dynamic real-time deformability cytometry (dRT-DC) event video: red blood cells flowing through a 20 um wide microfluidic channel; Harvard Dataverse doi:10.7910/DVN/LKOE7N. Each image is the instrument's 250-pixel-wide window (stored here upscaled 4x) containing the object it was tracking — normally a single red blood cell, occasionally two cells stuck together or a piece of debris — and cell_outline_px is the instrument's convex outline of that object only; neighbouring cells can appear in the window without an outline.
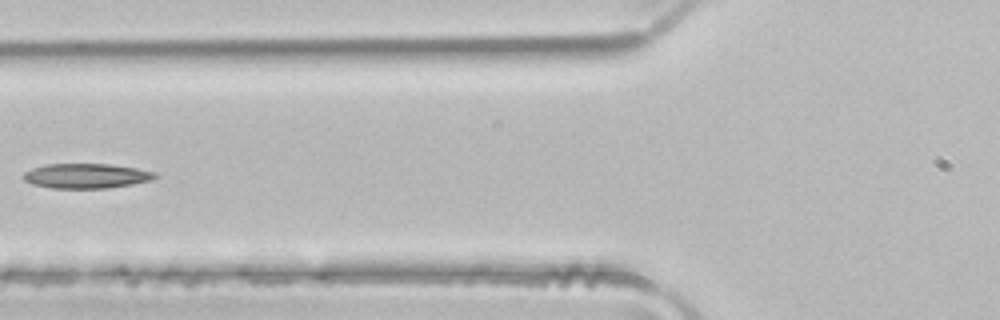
{"species": "common noctule bat (a hibernating species)", "species_latin": "Nyctalus noctula", "temperature_condition": "room temperature", "stored_images_in_passage": 4, "camera_frame_rate_fps": 3000, "um_per_image_px": 0.085, "animal": {"sex": "male", "body_mass_g": 21.5, "forearm_length_mm": 52.0}, "frame": {"image": 1, "passage_image": 4, "time_ms": 1.0, "image_size_px": [1000, 320], "cell_outline_px": [[160, 176], [152, 180], [132, 184], [108, 188], [52, 188], [32, 184], [24, 180], [20, 176], [24, 172], [32, 168], [44, 164], [108, 164], [136, 168], [156, 172]], "centroid_in_image_um": [7.33, 14.95], "position_along_channel_um": 118.5, "area_um2": 19.19}}